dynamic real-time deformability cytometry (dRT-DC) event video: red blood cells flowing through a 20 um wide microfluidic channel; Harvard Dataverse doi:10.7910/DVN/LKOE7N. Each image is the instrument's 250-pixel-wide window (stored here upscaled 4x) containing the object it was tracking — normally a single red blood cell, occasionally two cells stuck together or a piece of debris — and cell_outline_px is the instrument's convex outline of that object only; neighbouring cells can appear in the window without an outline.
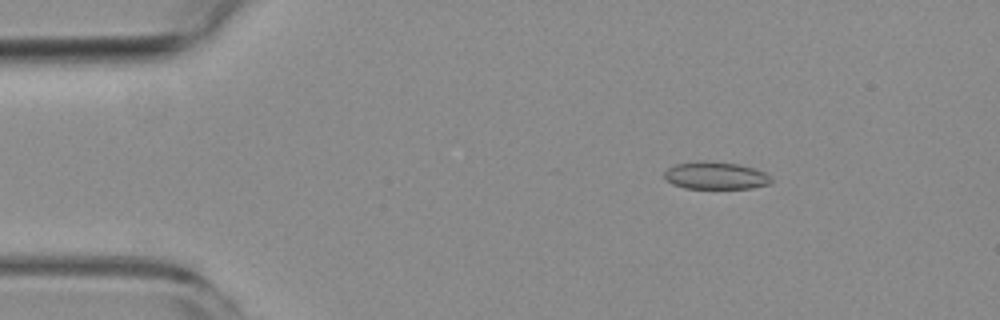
{"species": "common noctule bat (a hibernating species)", "species_latin": "Nyctalus noctula", "temperature_condition": "room temperature", "stored_images_in_passage": 20, "camera_frame_rate_fps": 3000, "um_per_image_px": 0.085, "animal": {"sex": "female", "body_mass_g": 19.3, "forearm_length_mm": 54.1}, "frame": {"image": 1, "passage_image": 4, "time_ms": 1.0, "image_size_px": [1000, 320], "cell_outline_px": [[772, 180], [768, 184], [752, 188], [684, 188], [672, 184], [664, 180], [664, 172], [668, 168], [676, 164], [700, 160], [704, 160], [740, 164], [764, 172], [772, 176]], "centroid_in_image_um": [60.8, 14.92], "position_along_channel_um": 24.2, "area_um2": 17.22}}
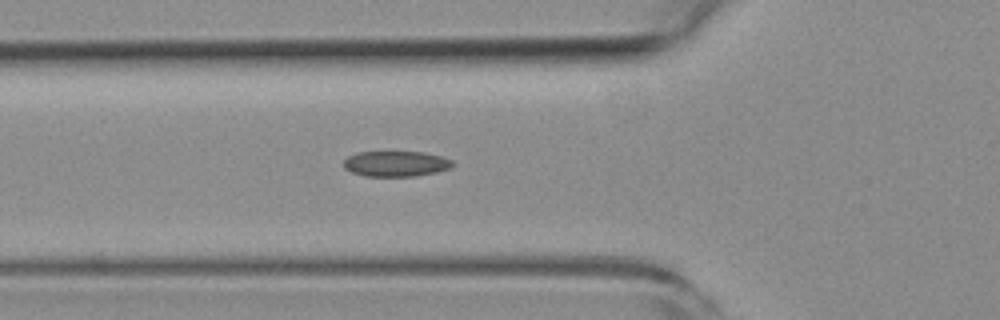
{"frame": {"image": 2, "passage_image": 15, "time_ms": 4.667, "image_size_px": [1000, 320], "cell_outline_px": [[456, 164], [452, 168], [436, 172], [416, 176], [364, 176], [352, 172], [344, 168], [344, 160], [348, 156], [356, 152], [424, 152], [440, 156], [452, 160]], "centroid_in_image_um": [33.68, 13.92], "position_along_channel_um": 92.1, "area_um2": 16.3}}
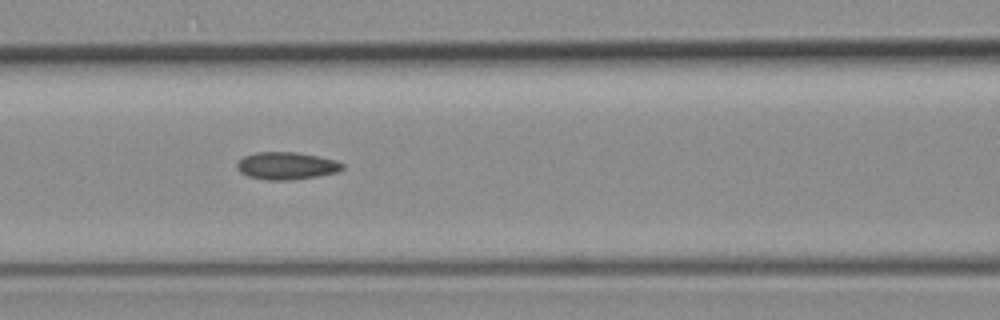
{"frame": {"image": 3, "passage_image": 19, "time_ms": 6.0, "image_size_px": [1000, 320], "cell_outline_px": [[344, 168], [340, 172], [316, 176], [288, 180], [268, 180], [248, 176], [240, 172], [236, 168], [236, 164], [244, 156], [256, 152], [296, 152], [336, 160], [344, 164]], "centroid_in_image_um": [24.36, 14.09], "position_along_channel_um": 142.2, "area_um2": 16.82}}